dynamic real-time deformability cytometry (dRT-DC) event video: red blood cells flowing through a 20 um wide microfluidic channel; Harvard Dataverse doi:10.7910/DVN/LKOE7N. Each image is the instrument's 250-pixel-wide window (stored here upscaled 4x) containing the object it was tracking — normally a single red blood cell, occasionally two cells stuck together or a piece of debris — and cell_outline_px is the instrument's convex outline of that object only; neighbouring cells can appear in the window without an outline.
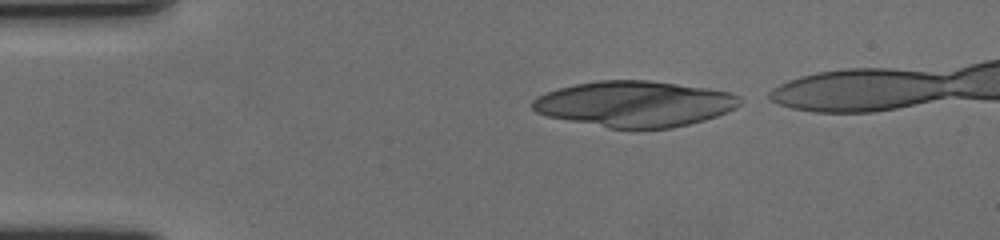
{"species": "human", "species_latin": "Homo sapiens", "temperature_condition": "cold", "stored_images_in_passage": 43, "segment_of_instrument_passage": [1, 2], "camera_frame_rate_fps": 3000, "um_per_image_px": 0.085, "donor": {"sex": "female"}, "frame": {"image": 1, "passage_image": 1, "time_ms": 0.0, "image_size_px": [1000, 240], "cell_outline_px": [[744, 100], [736, 108], [716, 116], [704, 120], [672, 128], [636, 132], [608, 128], [548, 116], [536, 112], [532, 108], [532, 100], [536, 96], [560, 88], [576, 84], [596, 80], [648, 80], [708, 88], [732, 92], [740, 96]], "centroid_in_image_um": [53.99, 8.86], "position_along_channel_um": 31.0, "area_um2": 56.24}}